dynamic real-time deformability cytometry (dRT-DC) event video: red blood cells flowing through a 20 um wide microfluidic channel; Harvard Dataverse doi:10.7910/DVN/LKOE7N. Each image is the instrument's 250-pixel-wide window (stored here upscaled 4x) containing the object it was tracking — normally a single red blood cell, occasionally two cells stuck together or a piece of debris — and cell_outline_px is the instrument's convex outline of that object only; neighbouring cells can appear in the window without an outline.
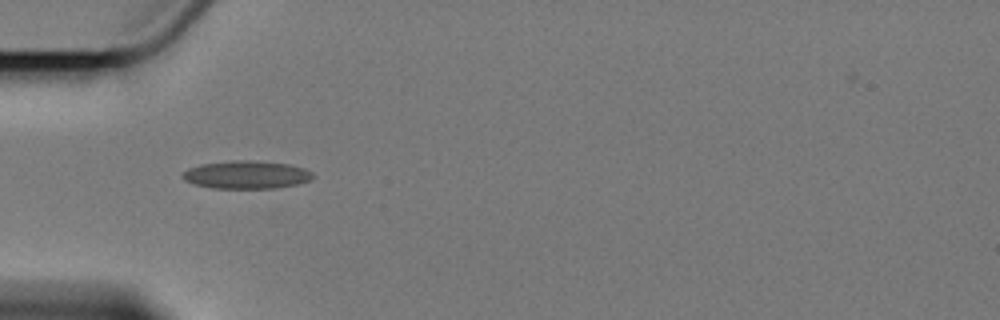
{"species": "Egyptian fruit bat (a non-hibernating species)", "species_latin": "Rousettus aegyptiacus", "temperature_condition": "cold", "stored_images_in_passage": 3, "camera_frame_rate_fps": 3000, "um_per_image_px": 0.085, "animal": {"sex": "female"}, "frame": {"image": 1, "passage_image": 1, "time_ms": 0.0, "image_size_px": [1000, 320], "cell_outline_px": [[316, 176], [300, 184], [276, 188], [212, 188], [192, 184], [184, 180], [180, 176], [188, 168], [200, 164], [232, 160], [256, 160], [288, 164], [304, 168], [312, 172]], "centroid_in_image_um": [20.94, 14.85], "position_along_channel_um": 64.1, "area_um2": 21.5}}
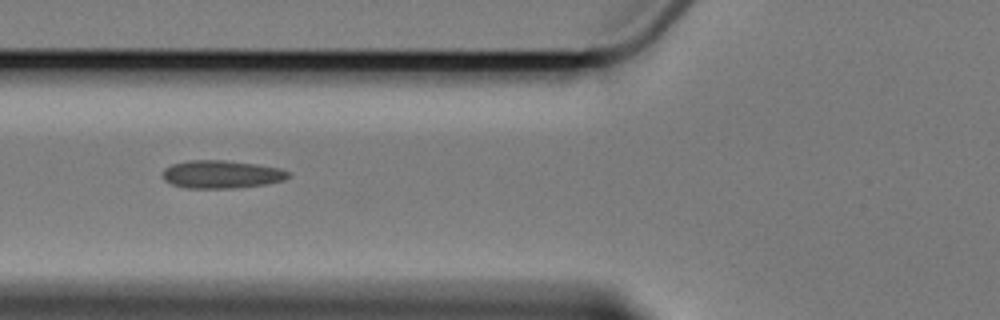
{"frame": {"image": 2, "passage_image": 2, "time_ms": 1.333, "image_size_px": [1000, 320], "cell_outline_px": [[292, 172], [284, 180], [264, 184], [232, 188], [188, 188], [172, 184], [164, 180], [164, 168], [172, 164], [188, 160], [224, 160], [256, 164], [280, 168]], "centroid_in_image_um": [18.83, 14.81], "position_along_channel_um": 107.0, "area_um2": 20.35}}
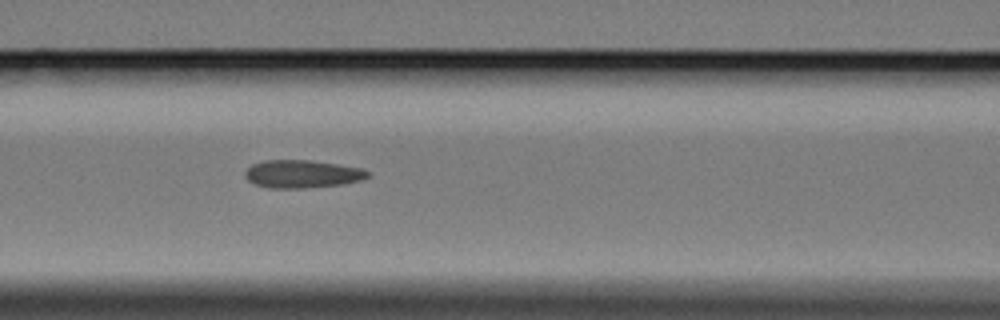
{"frame": {"image": 3, "passage_image": 3, "time_ms": 2.333, "image_size_px": [1000, 320], "cell_outline_px": [[372, 172], [368, 176], [360, 180], [340, 184], [304, 188], [272, 188], [256, 184], [248, 180], [244, 176], [244, 172], [252, 164], [264, 160], [312, 160], [364, 168]], "centroid_in_image_um": [25.7, 14.77], "position_along_channel_um": 140.9, "area_um2": 19.94}}